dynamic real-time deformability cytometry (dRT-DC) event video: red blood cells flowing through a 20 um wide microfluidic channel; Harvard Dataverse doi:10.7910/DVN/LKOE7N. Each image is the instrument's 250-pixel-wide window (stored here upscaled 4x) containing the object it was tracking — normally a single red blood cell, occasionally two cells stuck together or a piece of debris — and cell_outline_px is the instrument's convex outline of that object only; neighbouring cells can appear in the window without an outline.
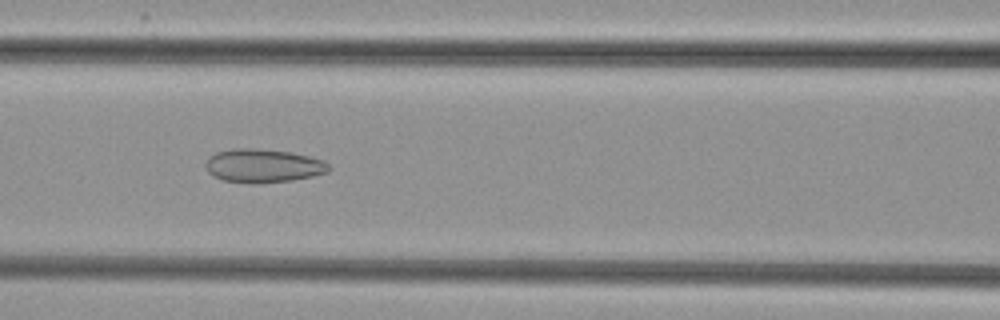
{"species": "common noctule bat (a hibernating species)", "species_latin": "Nyctalus noctula", "temperature_condition": "cold", "stored_images_in_passage": 38, "camera_frame_rate_fps": 3000, "um_per_image_px": 0.085, "animal": {"sex": "female", "body_mass_g": 29.2, "forearm_length_mm": 56.3}, "frame": {"image": 1, "passage_image": 9, "time_ms": 2.667, "image_size_px": [1000, 320], "cell_outline_px": [[332, 168], [328, 172], [312, 176], [292, 180], [260, 184], [252, 184], [224, 180], [212, 176], [208, 172], [204, 164], [216, 152], [232, 148], [256, 148], [292, 152], [324, 160]], "centroid_in_image_um": [22.38, 14.09], "position_along_channel_um": 144.2, "area_um2": 24.33}}
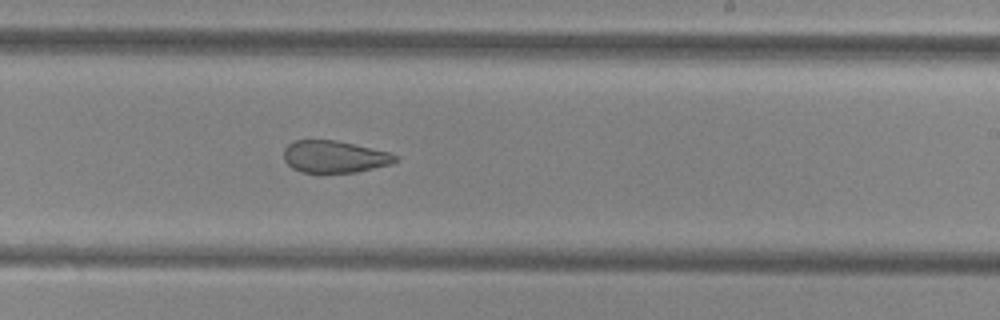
{"frame": {"image": 2, "passage_image": 18, "time_ms": 5.667, "image_size_px": [1000, 320], "cell_outline_px": [[400, 160], [392, 164], [356, 172], [320, 176], [316, 176], [300, 172], [292, 168], [284, 160], [284, 148], [288, 144], [296, 140], [336, 140], [388, 152], [400, 156]], "centroid_in_image_um": [28.41, 13.38], "position_along_channel_um": 260.6, "area_um2": 21.73}}
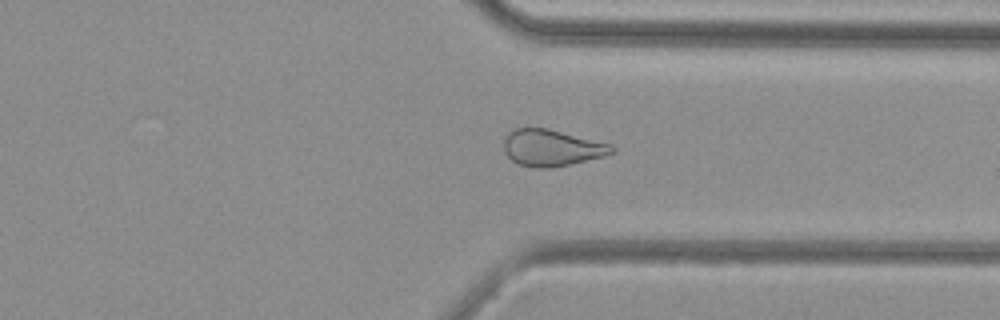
{"frame": {"image": 3, "passage_image": 26, "time_ms": 8.333, "image_size_px": [1000, 320], "cell_outline_px": [[616, 152], [604, 156], [552, 168], [536, 168], [520, 164], [512, 160], [504, 152], [504, 136], [508, 132], [516, 128], [548, 128], [612, 144], [616, 148]], "centroid_in_image_um": [46.91, 12.56], "position_along_channel_um": 364.5, "area_um2": 23.12}}